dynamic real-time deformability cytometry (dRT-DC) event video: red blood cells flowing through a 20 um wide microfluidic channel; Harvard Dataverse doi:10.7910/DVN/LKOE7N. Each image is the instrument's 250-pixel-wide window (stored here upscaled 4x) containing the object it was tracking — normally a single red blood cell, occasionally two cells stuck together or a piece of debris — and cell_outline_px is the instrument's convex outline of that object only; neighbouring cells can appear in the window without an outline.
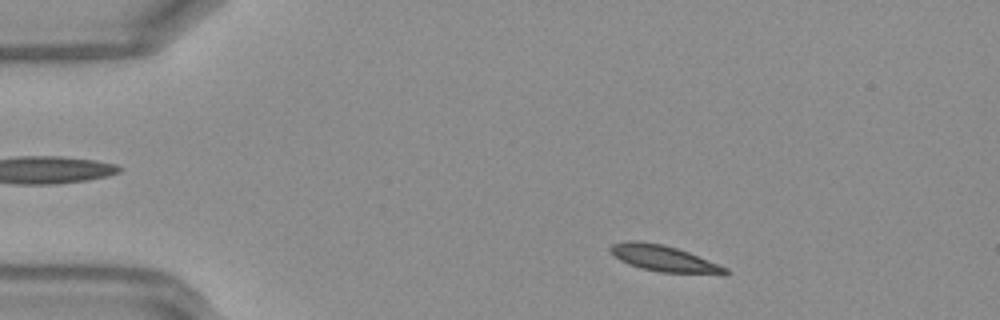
{"species": "Egyptian fruit bat (a non-hibernating species)", "species_latin": "Rousettus aegyptiacus", "temperature_condition": "warm", "stored_images_in_passage": 12, "segment_of_instrument_passage": [1, 2], "camera_frame_rate_fps": 3000, "um_per_image_px": 0.085, "frame": {"image": 1, "passage_image": 5, "time_ms": 1.333, "image_size_px": [1000, 320], "cell_outline_px": [[724, 272], [680, 272], [652, 268], [636, 264], [620, 256], [616, 252], [632, 244], [648, 244], [668, 248], [692, 256], [720, 268]], "centroid_in_image_um": [56.54, 22.03], "position_along_channel_um": 28.5, "area_um2": 12.31}}